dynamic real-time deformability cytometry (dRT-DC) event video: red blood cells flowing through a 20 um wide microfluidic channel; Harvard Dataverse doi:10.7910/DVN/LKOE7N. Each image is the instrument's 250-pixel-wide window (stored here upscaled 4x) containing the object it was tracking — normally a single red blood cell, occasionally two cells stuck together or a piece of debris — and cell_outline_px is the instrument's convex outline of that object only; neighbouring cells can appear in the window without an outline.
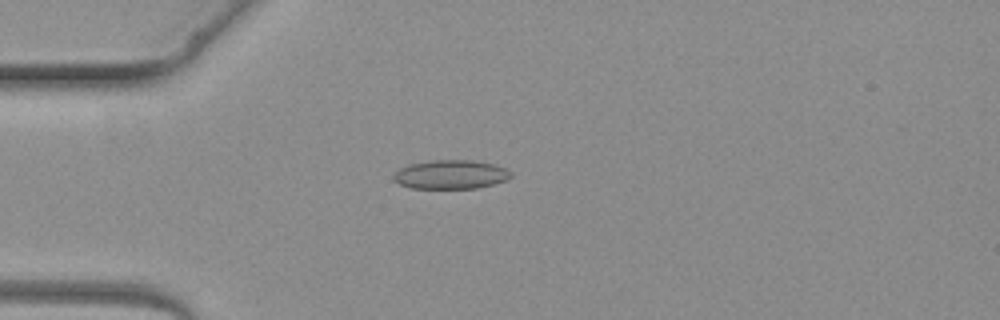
{"species": "common noctule bat (a hibernating species)", "species_latin": "Nyctalus noctula", "temperature_condition": "warm", "stored_images_in_passage": 3, "camera_frame_rate_fps": 3000, "um_per_image_px": 0.085, "animal": {"sex": "female", "body_mass_g": 19.3, "forearm_length_mm": 54.1}, "frame": {"image": 1, "passage_image": 3, "time_ms": 2.333, "image_size_px": [1000, 320], "cell_outline_px": [[512, 176], [508, 180], [476, 188], [412, 188], [400, 184], [392, 180], [392, 176], [400, 168], [408, 164], [428, 160], [472, 160], [492, 164], [504, 168], [512, 172]], "centroid_in_image_um": [38.29, 14.83], "position_along_channel_um": 46.7, "area_um2": 19.83}}